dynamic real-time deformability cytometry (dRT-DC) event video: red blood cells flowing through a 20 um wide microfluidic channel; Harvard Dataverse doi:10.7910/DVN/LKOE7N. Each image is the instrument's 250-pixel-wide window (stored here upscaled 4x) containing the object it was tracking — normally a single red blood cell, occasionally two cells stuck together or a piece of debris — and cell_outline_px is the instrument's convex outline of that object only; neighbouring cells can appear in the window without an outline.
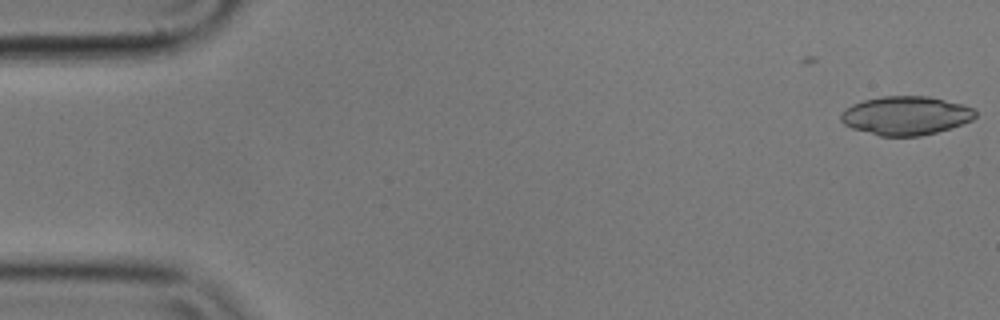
{"species": "common noctule bat (a hibernating species)", "species_latin": "Nyctalus noctula", "temperature_condition": "cold", "stored_images_in_passage": 2, "camera_frame_rate_fps": 3000, "um_per_image_px": 0.085, "animal": {"sex": "male", "body_mass_g": 17.9}, "frame": {"image": 1, "passage_image": 2, "time_ms": 0.333, "image_size_px": [1000, 320], "cell_outline_px": [[976, 116], [972, 120], [936, 132], [920, 136], [880, 136], [852, 128], [844, 124], [840, 120], [840, 116], [844, 108], [852, 104], [864, 100], [884, 96], [928, 96], [964, 104], [972, 108], [976, 112]], "centroid_in_image_um": [76.97, 9.82], "position_along_channel_um": 8.0, "area_um2": 30.29}}